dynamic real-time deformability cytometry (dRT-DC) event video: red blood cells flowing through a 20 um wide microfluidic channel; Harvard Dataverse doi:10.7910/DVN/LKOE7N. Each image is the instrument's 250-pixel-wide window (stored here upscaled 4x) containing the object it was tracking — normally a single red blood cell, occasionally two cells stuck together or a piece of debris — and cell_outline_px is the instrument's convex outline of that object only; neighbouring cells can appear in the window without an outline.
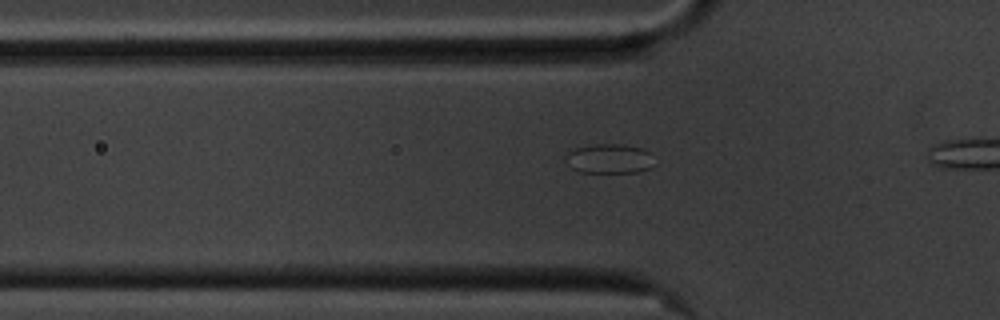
{"species": "common noctule bat (a hibernating species)", "species_latin": "Nyctalus noctula", "temperature_condition": "cold", "stored_images_in_passage": 13, "segment_of_instrument_passage": [1, 2], "camera_frame_rate_fps": 3000, "um_per_image_px": 0.085, "animal": {"sex": "male", "body_mass_g": 20.1, "forearm_length_mm": 53.5}, "frame": {"image": 1, "passage_image": 11, "time_ms": 3.333, "image_size_px": [1000, 320], "cell_outline_px": [[656, 164], [652, 168], [640, 172], [580, 172], [572, 168], [564, 160], [564, 156], [568, 152], [576, 148], [596, 144], [624, 144], [644, 148], [652, 152]], "centroid_in_image_um": [51.87, 13.48], "position_along_channel_um": 73.9, "area_um2": 15.72}}